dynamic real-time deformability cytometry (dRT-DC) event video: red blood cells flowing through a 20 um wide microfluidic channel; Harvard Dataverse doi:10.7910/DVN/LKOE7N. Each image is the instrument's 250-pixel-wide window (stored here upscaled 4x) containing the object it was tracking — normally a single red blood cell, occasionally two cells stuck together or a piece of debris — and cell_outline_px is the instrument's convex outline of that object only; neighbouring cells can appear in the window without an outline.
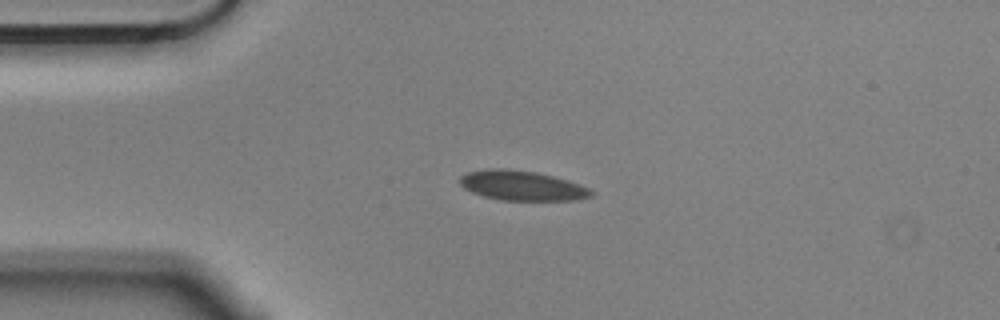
{"species": "Egyptian fruit bat (a non-hibernating species)", "species_latin": "Rousettus aegyptiacus", "temperature_condition": "cold", "stored_images_in_passage": 2, "camera_frame_rate_fps": 3000, "um_per_image_px": 0.085, "animal": {"sex": "male"}, "frame": {"image": 1, "passage_image": 1, "time_ms": 0.0, "image_size_px": [1000, 320], "cell_outline_px": [[596, 192], [592, 196], [576, 200], [500, 200], [484, 196], [472, 192], [464, 188], [460, 184], [460, 176], [468, 172], [488, 168], [504, 168], [536, 172], [568, 180], [580, 184]], "centroid_in_image_um": [44.38, 15.77], "position_along_channel_um": 40.6, "area_um2": 22.83}}